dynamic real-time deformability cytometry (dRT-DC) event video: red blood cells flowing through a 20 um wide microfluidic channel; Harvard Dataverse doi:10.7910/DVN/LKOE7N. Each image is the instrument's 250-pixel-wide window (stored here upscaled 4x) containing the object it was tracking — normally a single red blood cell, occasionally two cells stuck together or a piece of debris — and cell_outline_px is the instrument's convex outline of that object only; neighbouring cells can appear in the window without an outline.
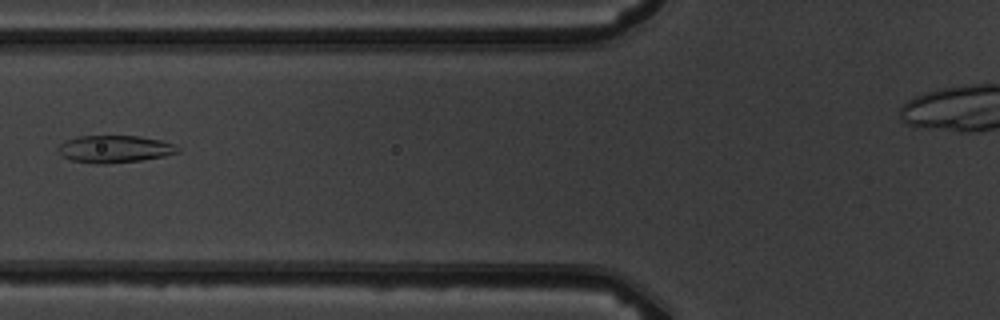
{"species": "common noctule bat (a hibernating species)", "species_latin": "Nyctalus noctula", "temperature_condition": "warm", "stored_images_in_passage": 8, "camera_frame_rate_fps": 3000, "um_per_image_px": 0.085, "animal": {"sex": "male", "body_mass_g": 19.5, "forearm_length_mm": 54.6}, "frame": {"image": 1, "passage_image": 6, "time_ms": 6.0, "image_size_px": [1000, 320], "cell_outline_px": [[180, 152], [164, 156], [140, 160], [104, 164], [96, 164], [72, 160], [64, 156], [56, 148], [64, 140], [80, 136], [140, 136], [160, 140], [176, 144], [180, 148]], "centroid_in_image_um": [9.77, 12.66], "position_along_channel_um": 116.0, "area_um2": 19.02}}
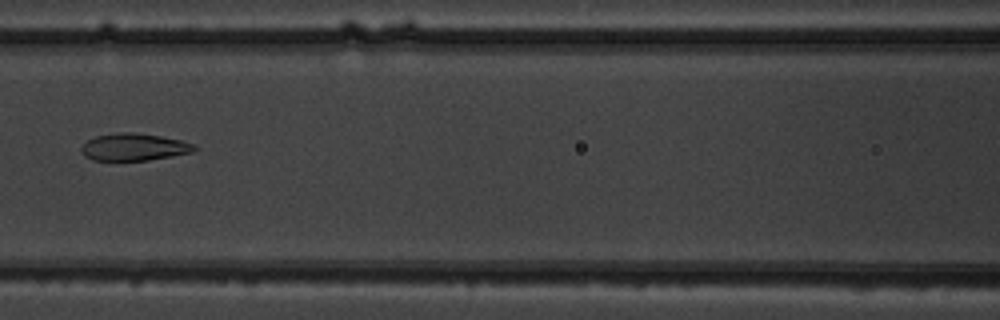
{"frame": {"image": 2, "passage_image": 7, "time_ms": 7.0, "image_size_px": [1000, 320], "cell_outline_px": [[196, 148], [192, 152], [172, 156], [148, 160], [92, 160], [84, 156], [80, 152], [80, 148], [88, 140], [96, 136], [116, 132], [132, 132], [160, 136], [180, 140], [196, 144]], "centroid_in_image_um": [11.37, 12.5], "position_along_channel_um": 155.2, "area_um2": 17.92}}
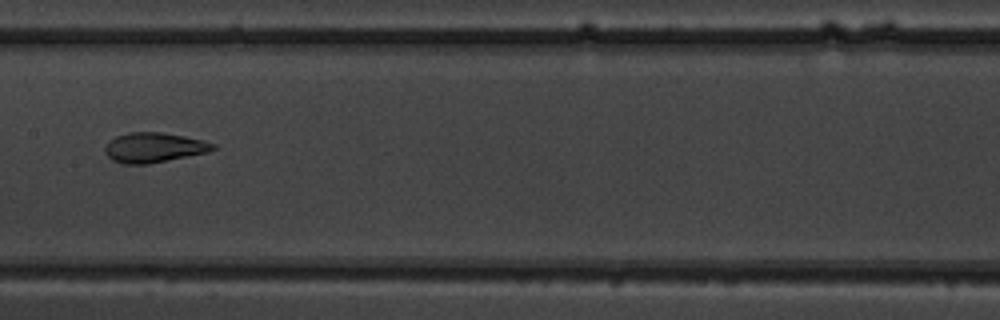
{"frame": {"image": 3, "passage_image": 8, "time_ms": 8.0, "image_size_px": [1000, 320], "cell_outline_px": [[216, 148], [208, 152], [148, 164], [120, 164], [112, 160], [104, 152], [104, 148], [108, 140], [116, 136], [128, 132], [160, 132], [184, 136], [204, 140], [216, 144]], "centroid_in_image_um": [13.05, 12.54], "position_along_channel_um": 194.3, "area_um2": 18.96}}